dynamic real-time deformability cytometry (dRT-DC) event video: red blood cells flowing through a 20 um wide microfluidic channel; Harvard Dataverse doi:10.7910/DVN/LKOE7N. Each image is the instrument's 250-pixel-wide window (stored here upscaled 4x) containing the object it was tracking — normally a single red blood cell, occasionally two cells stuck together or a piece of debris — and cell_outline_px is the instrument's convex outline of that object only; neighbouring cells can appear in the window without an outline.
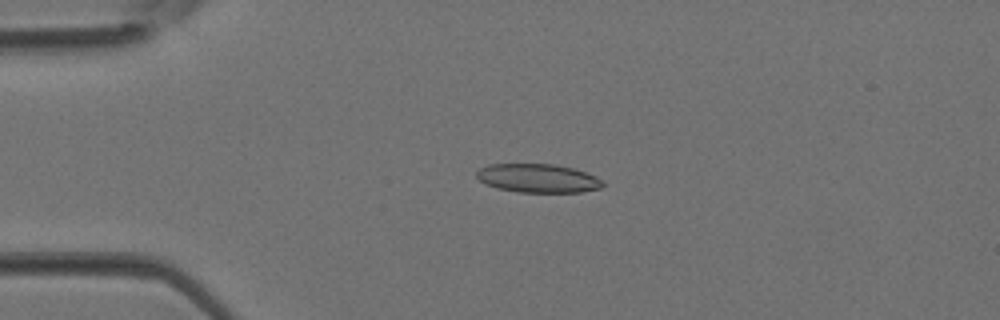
{"species": "Egyptian fruit bat (a non-hibernating species)", "species_latin": "Rousettus aegyptiacus", "temperature_condition": "room temperature", "stored_images_in_passage": 4, "camera_frame_rate_fps": 3000, "um_per_image_px": 0.085, "animal": {"sex": "female"}, "frame": {"image": 1, "passage_image": 3, "time_ms": 0.667, "image_size_px": [1000, 320], "cell_outline_px": [[604, 184], [600, 188], [580, 192], [520, 192], [496, 188], [480, 180], [476, 176], [476, 172], [480, 168], [488, 164], [556, 164], [572, 168], [596, 176]], "centroid_in_image_um": [45.71, 15.14], "position_along_channel_um": 39.3, "area_um2": 20.92}}